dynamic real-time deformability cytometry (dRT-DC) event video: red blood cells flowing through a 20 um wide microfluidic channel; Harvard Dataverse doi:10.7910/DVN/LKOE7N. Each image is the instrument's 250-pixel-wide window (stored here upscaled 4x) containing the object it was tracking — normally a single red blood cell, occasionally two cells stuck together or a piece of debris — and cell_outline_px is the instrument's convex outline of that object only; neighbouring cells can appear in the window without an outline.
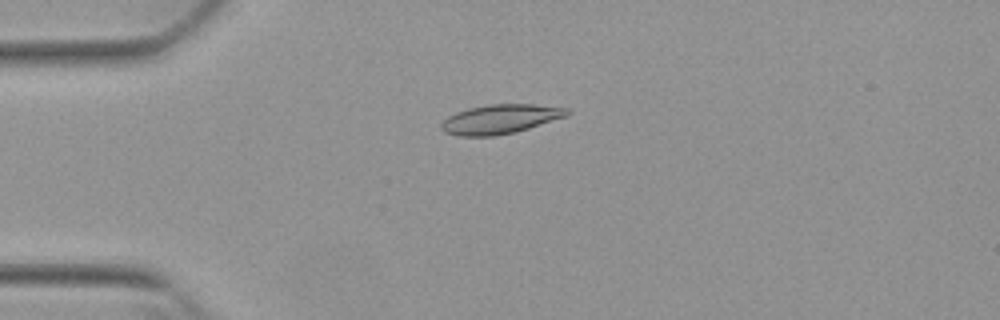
{"species": "Egyptian fruit bat (a non-hibernating species)", "species_latin": "Rousettus aegyptiacus", "temperature_condition": "warm", "stored_images_in_passage": 52, "camera_frame_rate_fps": 3000, "um_per_image_px": 0.085, "animal": {"sex": "female"}, "frame": {"image": 1, "passage_image": 12, "time_ms": 3.667, "image_size_px": [1000, 320], "cell_outline_px": [[572, 112], [568, 116], [516, 132], [496, 136], [460, 136], [444, 132], [440, 128], [440, 124], [448, 116], [456, 112], [468, 108], [488, 104], [532, 104], [568, 108]], "centroid_in_image_um": [42.53, 10.12], "position_along_channel_um": 42.5, "area_um2": 21.68}}
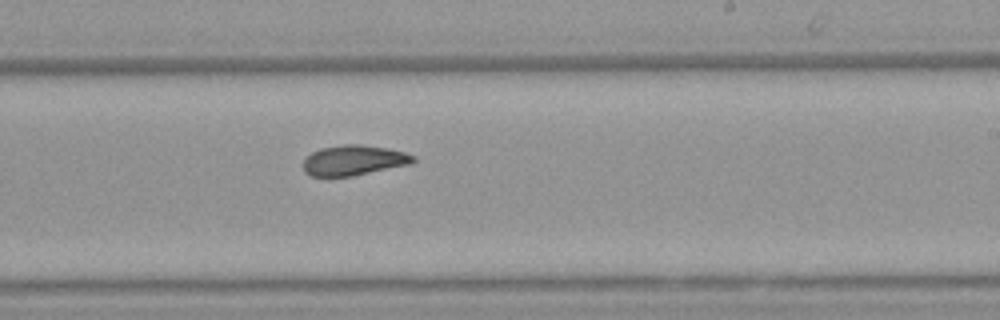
{"frame": {"image": 2, "passage_image": 31, "time_ms": 10.0, "image_size_px": [1000, 320], "cell_outline_px": [[416, 160], [412, 164], [352, 176], [312, 176], [304, 172], [304, 160], [312, 152], [320, 148], [344, 144], [360, 144], [388, 148], [404, 152], [416, 156]], "centroid_in_image_um": [30.11, 13.62], "position_along_channel_um": 258.9, "area_um2": 19.42}}
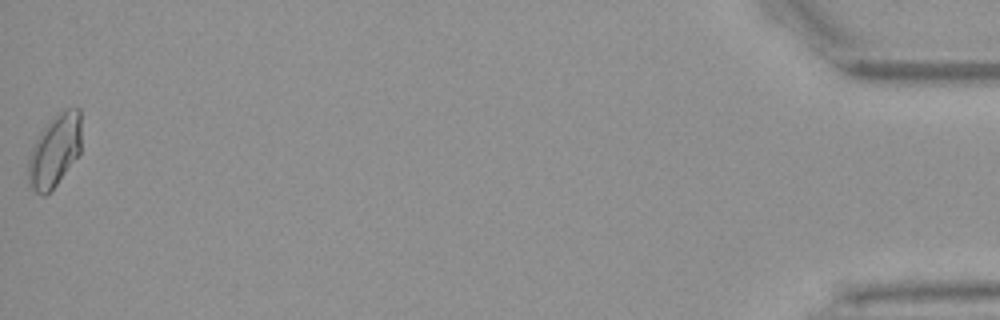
{"frame": {"image": 3, "passage_image": 52, "time_ms": 17.0, "image_size_px": [1000, 320], "cell_outline_px": [[80, 152], [56, 184], [44, 196], [36, 192], [28, 184], [28, 160], [32, 148], [40, 132], [48, 120], [52, 116], [64, 108], [80, 108]], "centroid_in_image_um": [4.63, 12.76], "position_along_channel_um": 430.6, "area_um2": 22.25}, "authors_computed_cell_mechanics": {"area_um2": 19.9699, "velocity_mm_per_s": 3.8383, "shape_relaxation_time_tau1_ms": null, "shape_relaxation_time_tau2_ms": 2.7765, "deformation_change_tau1": null, "deformation_change_tau2": 0.064}}